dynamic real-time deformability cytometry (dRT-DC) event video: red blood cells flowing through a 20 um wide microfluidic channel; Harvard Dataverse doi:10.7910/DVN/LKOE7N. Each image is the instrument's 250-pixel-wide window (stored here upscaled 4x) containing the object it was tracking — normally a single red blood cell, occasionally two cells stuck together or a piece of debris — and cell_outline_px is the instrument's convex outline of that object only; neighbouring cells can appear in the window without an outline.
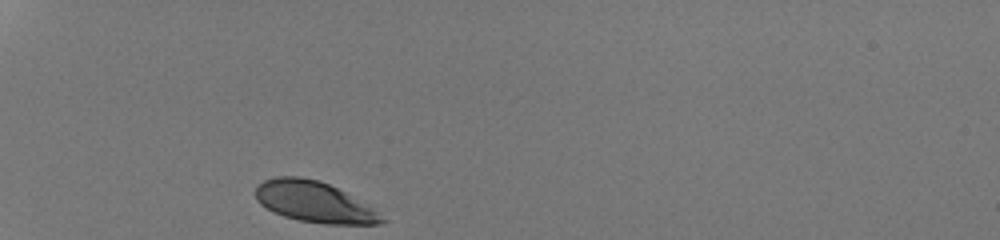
{"species": "human", "species_latin": "Homo sapiens", "temperature_condition": "room temperature", "stored_images_in_passage": 28, "camera_frame_rate_fps": 3000, "um_per_image_px": 0.085, "donor": {"sex": "male"}, "frame": {"image": 1, "passage_image": 1, "time_ms": 0.0, "image_size_px": [1000, 240], "cell_outline_px": [[388, 220], [380, 224], [324, 224], [300, 220], [284, 216], [272, 212], [260, 204], [256, 200], [256, 184], [264, 180], [276, 176], [300, 176], [316, 180], [328, 184], [352, 196], [372, 208]], "centroid_in_image_um": [26.67, 17.16], "position_along_channel_um": 58.3, "area_um2": 29.88}}
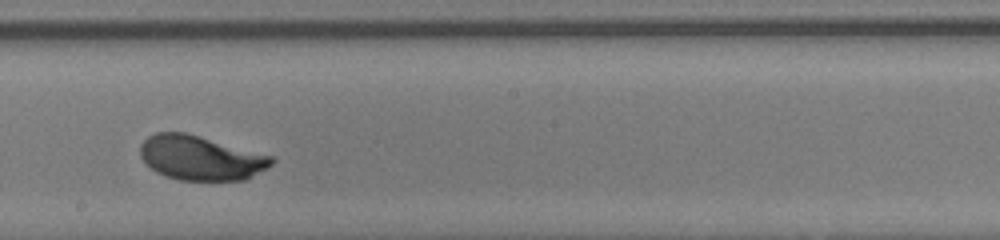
{"frame": {"image": 2, "passage_image": 16, "time_ms": 5.0, "image_size_px": [1000, 240], "cell_outline_px": [[276, 160], [268, 168], [244, 180], [180, 180], [164, 176], [156, 172], [144, 164], [140, 156], [140, 144], [148, 136], [156, 132], [184, 132], [200, 136], [272, 156]], "centroid_in_image_um": [17.02, 13.42], "position_along_channel_um": 231.2, "area_um2": 34.16}}
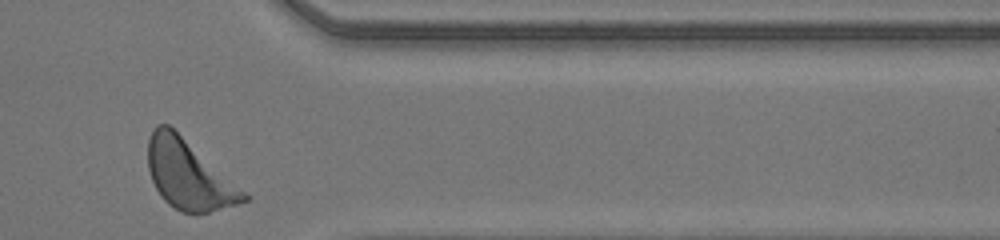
{"frame": {"image": 3, "passage_image": 28, "time_ms": 9.0, "image_size_px": [1000, 240], "cell_outline_px": [[248, 200], [236, 204], [208, 212], [180, 212], [168, 204], [160, 196], [152, 180], [148, 168], [148, 140], [152, 128], [156, 124], [168, 124], [244, 192], [248, 196]], "centroid_in_image_um": [15.96, 14.85], "position_along_channel_um": 395.4, "area_um2": 37.34}, "authors_computed_cell_mechanics": {"area_um2": 33.9575, "velocity_mm_per_s": 4.1889, "shape_relaxation_time_tau1_ms": 1.6843, "shape_relaxation_time_tau2_ms": null, "deformation_change_tau1": 0.1296, "deformation_change_tau2": null}}